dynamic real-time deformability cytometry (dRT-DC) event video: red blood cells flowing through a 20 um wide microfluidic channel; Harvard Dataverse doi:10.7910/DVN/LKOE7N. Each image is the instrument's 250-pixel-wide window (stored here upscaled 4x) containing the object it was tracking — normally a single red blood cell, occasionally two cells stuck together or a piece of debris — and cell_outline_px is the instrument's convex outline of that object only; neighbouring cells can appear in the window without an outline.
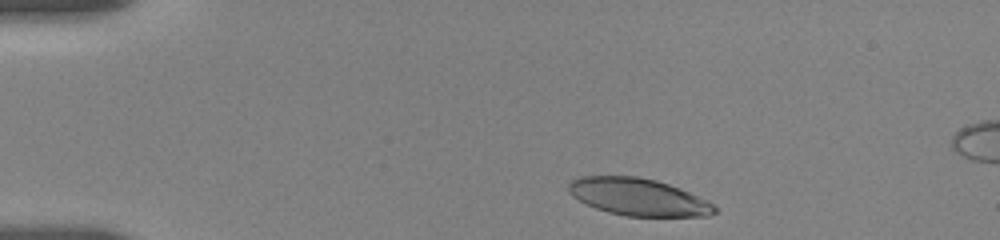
{"species": "human", "species_latin": "Homo sapiens", "temperature_condition": "room temperature", "stored_images_in_passage": 43, "camera_frame_rate_fps": 3000, "um_per_image_px": 0.085, "donor": {"sex": "female"}, "frame": {"image": 1, "passage_image": 2, "time_ms": 0.333, "image_size_px": [1000, 240], "cell_outline_px": [[716, 212], [708, 216], [624, 216], [608, 212], [596, 208], [572, 196], [568, 192], [568, 184], [572, 180], [580, 176], [636, 176], [656, 180], [680, 188], [708, 200], [716, 208]], "centroid_in_image_um": [54.25, 16.74], "position_along_channel_um": 30.7, "area_um2": 31.62}}
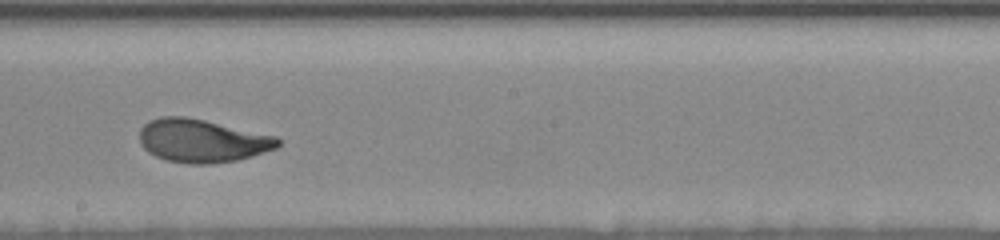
{"frame": {"image": 2, "passage_image": 28, "time_ms": 7.667, "image_size_px": [1000, 240], "cell_outline_px": [[280, 144], [276, 148], [252, 156], [236, 160], [208, 164], [188, 164], [168, 160], [156, 156], [148, 152], [140, 144], [140, 128], [148, 120], [160, 116], [184, 116], [204, 120], [276, 136], [280, 140]], "centroid_in_image_um": [17.15, 11.96], "position_along_channel_um": 231.1, "area_um2": 34.74}}
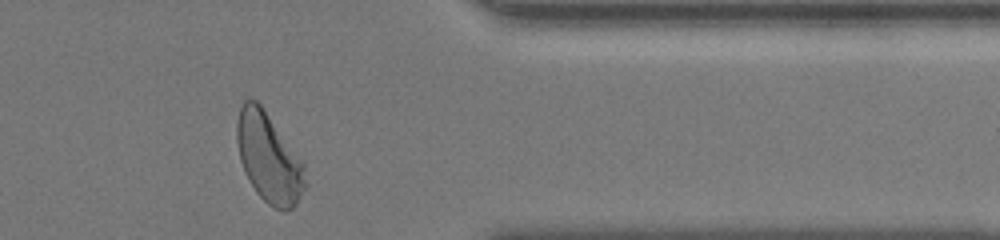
{"frame": {"image": 3, "passage_image": 42, "time_ms": 12.333, "image_size_px": [1000, 240], "cell_outline_px": [[308, 184], [296, 204], [292, 208], [284, 212], [272, 208], [256, 192], [248, 180], [244, 172], [240, 160], [236, 140], [236, 124], [240, 108], [244, 100], [256, 100], [260, 104], [304, 164]], "centroid_in_image_um": [22.85, 13.47], "position_along_channel_um": 388.6, "area_um2": 35.6}, "authors_computed_cell_mechanics": {"area_um2": 34.6222, "velocity_mm_per_s": 3.6193, "shape_relaxation_time_tau1_ms": 3.5755, "shape_relaxation_time_tau2_ms": 0.9457, "deformation_change_tau1": 0.1693, "deformation_change_tau2": 0.0643}}